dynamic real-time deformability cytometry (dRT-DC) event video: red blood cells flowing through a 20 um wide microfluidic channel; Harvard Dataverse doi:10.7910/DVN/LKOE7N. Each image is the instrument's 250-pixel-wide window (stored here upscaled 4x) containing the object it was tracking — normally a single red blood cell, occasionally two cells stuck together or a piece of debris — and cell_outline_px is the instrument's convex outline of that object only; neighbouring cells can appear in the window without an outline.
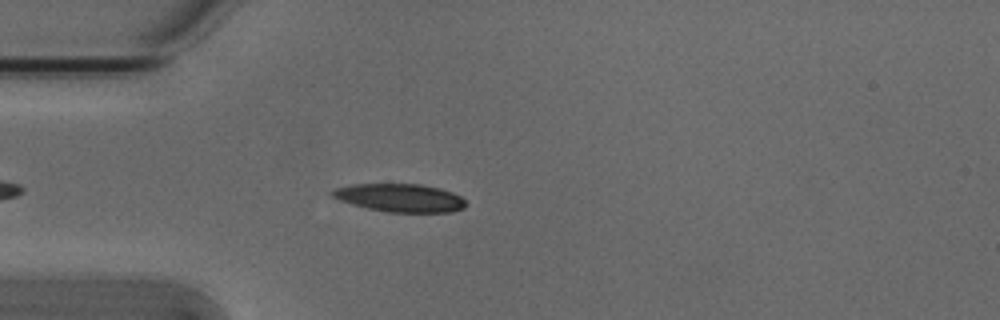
{"species": "Egyptian fruit bat (a non-hibernating species)", "species_latin": "Rousettus aegyptiacus", "temperature_condition": "cold", "stored_images_in_passage": 46, "camera_frame_rate_fps": 3000, "um_per_image_px": 0.085, "animal": {"sex": "male"}, "frame": {"image": 1, "passage_image": 7, "time_ms": 2.0, "image_size_px": [1000, 320], "cell_outline_px": [[468, 204], [464, 208], [452, 212], [388, 212], [368, 208], [352, 204], [340, 200], [332, 196], [328, 192], [336, 188], [352, 184], [420, 184], [440, 188], [452, 192], [460, 196]], "centroid_in_image_um": [34.02, 16.81], "position_along_channel_um": 51.0, "area_um2": 21.91}}
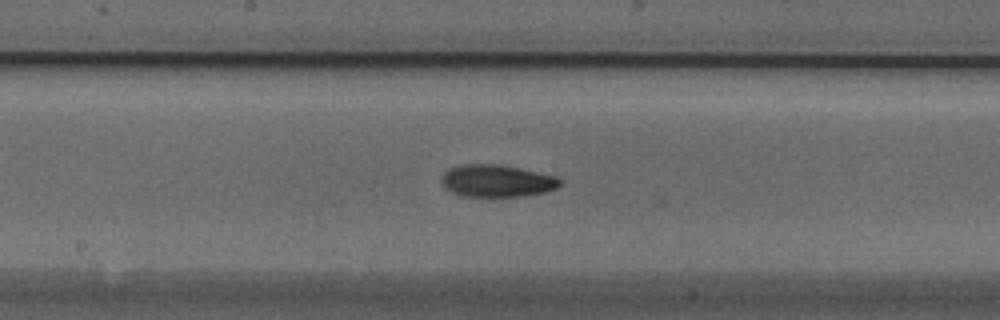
{"frame": {"image": 2, "passage_image": 20, "time_ms": 6.333, "image_size_px": [1000, 320], "cell_outline_px": [[560, 184], [556, 188], [544, 192], [524, 196], [464, 196], [452, 192], [444, 188], [444, 172], [448, 168], [464, 164], [496, 164], [520, 168], [556, 176], [560, 180]], "centroid_in_image_um": [42.24, 15.37], "position_along_channel_um": 206.0, "area_um2": 21.96}}
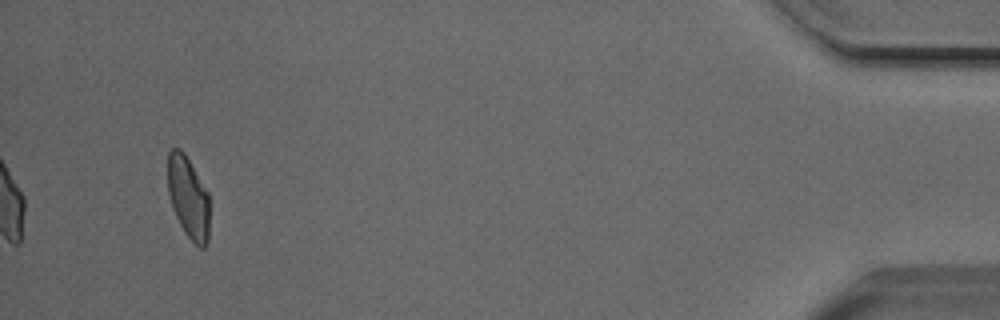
{"frame": {"image": 3, "passage_image": 43, "time_ms": 14.0, "image_size_px": [1000, 320], "cell_outline_px": [[208, 244], [204, 248], [200, 248], [184, 232], [172, 208], [168, 192], [168, 152], [172, 148], [180, 148], [184, 152], [208, 192]], "centroid_in_image_um": [15.99, 16.77], "position_along_channel_um": 419.2, "area_um2": 19.83}, "authors_computed_cell_mechanics": {"area_um2": 21.2993, "velocity_mm_per_s": 3.8182, "shape_relaxation_time_tau1_ms": 4.571, "shape_relaxation_time_tau2_ms": 3.0655, "deformation_change_tau1": 0.1486, "deformation_change_tau2": 0.0891}}